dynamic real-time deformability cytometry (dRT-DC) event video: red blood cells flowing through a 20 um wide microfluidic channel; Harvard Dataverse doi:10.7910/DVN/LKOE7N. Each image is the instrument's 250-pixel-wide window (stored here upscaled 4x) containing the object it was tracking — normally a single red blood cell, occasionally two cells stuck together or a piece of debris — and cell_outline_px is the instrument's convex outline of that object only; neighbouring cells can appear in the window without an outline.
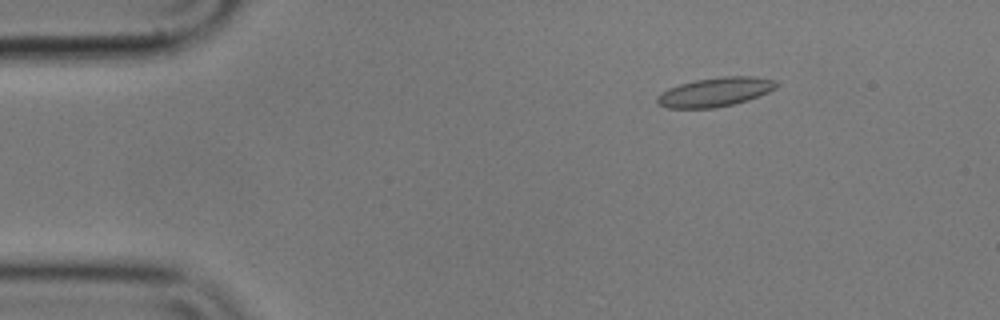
{"species": "common noctule bat (a hibernating species)", "species_latin": "Nyctalus noctula", "temperature_condition": "cold", "stored_images_in_passage": 56, "camera_frame_rate_fps": 3000, "um_per_image_px": 0.085, "animal": {"sex": "male", "body_mass_g": 17.9}, "frame": {"image": 1, "passage_image": 8, "time_ms": 2.333, "image_size_px": [1000, 320], "cell_outline_px": [[780, 84], [776, 88], [768, 92], [748, 100], [716, 108], [668, 108], [660, 104], [656, 100], [656, 96], [660, 92], [668, 88], [680, 84], [696, 80], [724, 76], [752, 76], [776, 80]], "centroid_in_image_um": [60.8, 7.82], "position_along_channel_um": 24.2, "area_um2": 20.23}}
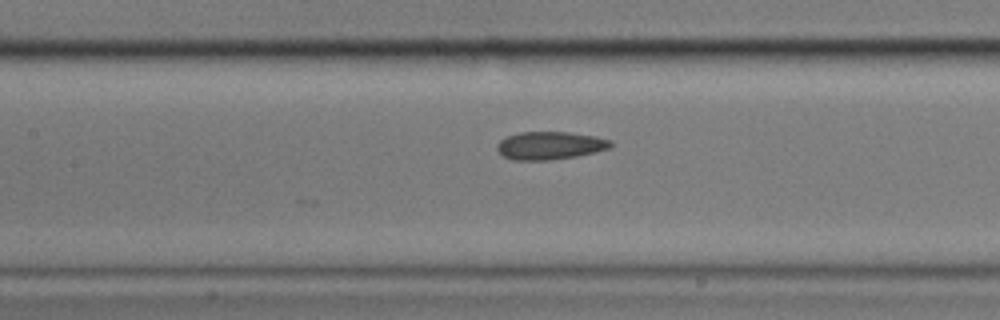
{"frame": {"image": 2, "passage_image": 25, "time_ms": 8.0, "image_size_px": [1000, 320], "cell_outline_px": [[612, 144], [608, 148], [576, 156], [552, 160], [512, 160], [500, 156], [496, 148], [496, 144], [500, 140], [508, 136], [520, 132], [568, 132], [596, 136], [612, 140]], "centroid_in_image_um": [46.68, 12.37], "position_along_channel_um": 160.7, "area_um2": 18.55}}
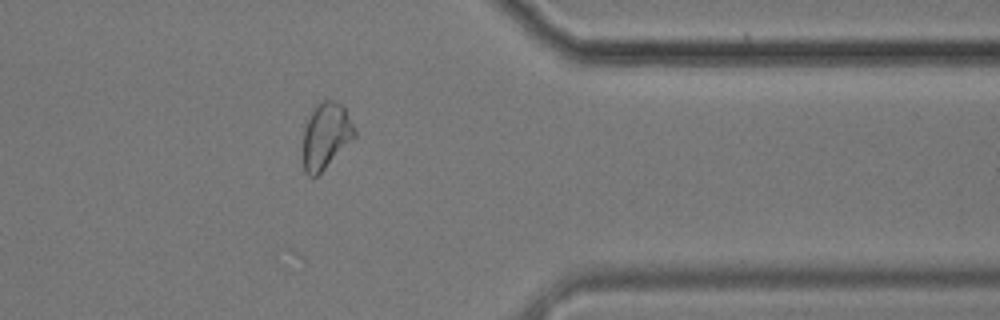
{"frame": {"image": 3, "passage_image": 45, "time_ms": 14.667, "image_size_px": [1000, 320], "cell_outline_px": [[356, 136], [316, 176], [308, 176], [304, 172], [300, 156], [304, 128], [308, 116], [312, 108], [324, 96], [336, 100], [344, 104], [356, 128]], "centroid_in_image_um": [27.66, 11.47], "position_along_channel_um": 383.7, "area_um2": 20.87}, "authors_computed_cell_mechanics": {"area_um2": 19.363, "velocity_mm_per_s": 3.5482, "shape_relaxation_time_tau1_ms": 4.274, "shape_relaxation_time_tau2_ms": 2.3121, "deformation_change_tau1": 0.1212, "deformation_change_tau2": 0.0896}}